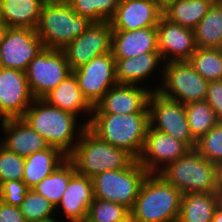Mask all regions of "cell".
Returning <instances> with one entry per match:
<instances>
[{
  "label": "cell",
  "mask_w": 222,
  "mask_h": 222,
  "mask_svg": "<svg viewBox=\"0 0 222 222\" xmlns=\"http://www.w3.org/2000/svg\"><path fill=\"white\" fill-rule=\"evenodd\" d=\"M22 118L49 146L60 149L67 156L87 127L84 122L79 123L77 116L50 105L43 98H34Z\"/></svg>",
  "instance_id": "cell-1"
},
{
  "label": "cell",
  "mask_w": 222,
  "mask_h": 222,
  "mask_svg": "<svg viewBox=\"0 0 222 222\" xmlns=\"http://www.w3.org/2000/svg\"><path fill=\"white\" fill-rule=\"evenodd\" d=\"M149 125V113H92L87 127L102 140L138 160Z\"/></svg>",
  "instance_id": "cell-2"
},
{
  "label": "cell",
  "mask_w": 222,
  "mask_h": 222,
  "mask_svg": "<svg viewBox=\"0 0 222 222\" xmlns=\"http://www.w3.org/2000/svg\"><path fill=\"white\" fill-rule=\"evenodd\" d=\"M181 196L182 193L159 174H148L130 210V222L178 220Z\"/></svg>",
  "instance_id": "cell-3"
},
{
  "label": "cell",
  "mask_w": 222,
  "mask_h": 222,
  "mask_svg": "<svg viewBox=\"0 0 222 222\" xmlns=\"http://www.w3.org/2000/svg\"><path fill=\"white\" fill-rule=\"evenodd\" d=\"M76 173L93 178L107 170L127 168L135 159L125 150L99 138L88 127L67 156Z\"/></svg>",
  "instance_id": "cell-4"
},
{
  "label": "cell",
  "mask_w": 222,
  "mask_h": 222,
  "mask_svg": "<svg viewBox=\"0 0 222 222\" xmlns=\"http://www.w3.org/2000/svg\"><path fill=\"white\" fill-rule=\"evenodd\" d=\"M91 24L87 18L78 15L67 0H46L35 30L44 48L62 50Z\"/></svg>",
  "instance_id": "cell-5"
},
{
  "label": "cell",
  "mask_w": 222,
  "mask_h": 222,
  "mask_svg": "<svg viewBox=\"0 0 222 222\" xmlns=\"http://www.w3.org/2000/svg\"><path fill=\"white\" fill-rule=\"evenodd\" d=\"M158 174L182 194L219 192L217 164L206 160L195 149L168 164Z\"/></svg>",
  "instance_id": "cell-6"
},
{
  "label": "cell",
  "mask_w": 222,
  "mask_h": 222,
  "mask_svg": "<svg viewBox=\"0 0 222 222\" xmlns=\"http://www.w3.org/2000/svg\"><path fill=\"white\" fill-rule=\"evenodd\" d=\"M148 174L138 160L125 169L104 171L92 178L94 198L119 203L131 210Z\"/></svg>",
  "instance_id": "cell-7"
},
{
  "label": "cell",
  "mask_w": 222,
  "mask_h": 222,
  "mask_svg": "<svg viewBox=\"0 0 222 222\" xmlns=\"http://www.w3.org/2000/svg\"><path fill=\"white\" fill-rule=\"evenodd\" d=\"M161 73H160V72ZM162 79L158 86L149 89L182 104L206 99V81L188 61H171L158 70Z\"/></svg>",
  "instance_id": "cell-8"
},
{
  "label": "cell",
  "mask_w": 222,
  "mask_h": 222,
  "mask_svg": "<svg viewBox=\"0 0 222 222\" xmlns=\"http://www.w3.org/2000/svg\"><path fill=\"white\" fill-rule=\"evenodd\" d=\"M148 108L149 123L153 129L184 142L190 149H195L197 141L190 132L184 104L167 98L158 91H152Z\"/></svg>",
  "instance_id": "cell-9"
},
{
  "label": "cell",
  "mask_w": 222,
  "mask_h": 222,
  "mask_svg": "<svg viewBox=\"0 0 222 222\" xmlns=\"http://www.w3.org/2000/svg\"><path fill=\"white\" fill-rule=\"evenodd\" d=\"M26 78L34 98H44L72 73L62 50L44 48L29 63Z\"/></svg>",
  "instance_id": "cell-10"
},
{
  "label": "cell",
  "mask_w": 222,
  "mask_h": 222,
  "mask_svg": "<svg viewBox=\"0 0 222 222\" xmlns=\"http://www.w3.org/2000/svg\"><path fill=\"white\" fill-rule=\"evenodd\" d=\"M113 29L109 21L92 23L62 51L73 71L95 57L111 52Z\"/></svg>",
  "instance_id": "cell-11"
},
{
  "label": "cell",
  "mask_w": 222,
  "mask_h": 222,
  "mask_svg": "<svg viewBox=\"0 0 222 222\" xmlns=\"http://www.w3.org/2000/svg\"><path fill=\"white\" fill-rule=\"evenodd\" d=\"M72 72L77 78L83 97L92 107L117 84L115 59L111 52L93 58Z\"/></svg>",
  "instance_id": "cell-12"
},
{
  "label": "cell",
  "mask_w": 222,
  "mask_h": 222,
  "mask_svg": "<svg viewBox=\"0 0 222 222\" xmlns=\"http://www.w3.org/2000/svg\"><path fill=\"white\" fill-rule=\"evenodd\" d=\"M43 49L36 30L9 27L0 44V67L26 72L29 63Z\"/></svg>",
  "instance_id": "cell-13"
},
{
  "label": "cell",
  "mask_w": 222,
  "mask_h": 222,
  "mask_svg": "<svg viewBox=\"0 0 222 222\" xmlns=\"http://www.w3.org/2000/svg\"><path fill=\"white\" fill-rule=\"evenodd\" d=\"M191 150L184 142L153 129H147L143 151L138 162L149 174H158L168 164Z\"/></svg>",
  "instance_id": "cell-14"
},
{
  "label": "cell",
  "mask_w": 222,
  "mask_h": 222,
  "mask_svg": "<svg viewBox=\"0 0 222 222\" xmlns=\"http://www.w3.org/2000/svg\"><path fill=\"white\" fill-rule=\"evenodd\" d=\"M33 100L26 73L0 67V120L22 118Z\"/></svg>",
  "instance_id": "cell-15"
},
{
  "label": "cell",
  "mask_w": 222,
  "mask_h": 222,
  "mask_svg": "<svg viewBox=\"0 0 222 222\" xmlns=\"http://www.w3.org/2000/svg\"><path fill=\"white\" fill-rule=\"evenodd\" d=\"M149 86L116 84L111 87L93 107L92 113H149Z\"/></svg>",
  "instance_id": "cell-16"
},
{
  "label": "cell",
  "mask_w": 222,
  "mask_h": 222,
  "mask_svg": "<svg viewBox=\"0 0 222 222\" xmlns=\"http://www.w3.org/2000/svg\"><path fill=\"white\" fill-rule=\"evenodd\" d=\"M159 55L164 63L188 61L196 51L194 30L162 16L156 26Z\"/></svg>",
  "instance_id": "cell-17"
},
{
  "label": "cell",
  "mask_w": 222,
  "mask_h": 222,
  "mask_svg": "<svg viewBox=\"0 0 222 222\" xmlns=\"http://www.w3.org/2000/svg\"><path fill=\"white\" fill-rule=\"evenodd\" d=\"M162 16L156 0H119L109 22L113 30L134 31L156 27Z\"/></svg>",
  "instance_id": "cell-18"
},
{
  "label": "cell",
  "mask_w": 222,
  "mask_h": 222,
  "mask_svg": "<svg viewBox=\"0 0 222 222\" xmlns=\"http://www.w3.org/2000/svg\"><path fill=\"white\" fill-rule=\"evenodd\" d=\"M2 134L0 144L15 154L27 157L49 147L44 138L23 118L0 120Z\"/></svg>",
  "instance_id": "cell-19"
},
{
  "label": "cell",
  "mask_w": 222,
  "mask_h": 222,
  "mask_svg": "<svg viewBox=\"0 0 222 222\" xmlns=\"http://www.w3.org/2000/svg\"><path fill=\"white\" fill-rule=\"evenodd\" d=\"M93 199L92 178L75 173L70 178L56 211L61 209L68 222H85Z\"/></svg>",
  "instance_id": "cell-20"
},
{
  "label": "cell",
  "mask_w": 222,
  "mask_h": 222,
  "mask_svg": "<svg viewBox=\"0 0 222 222\" xmlns=\"http://www.w3.org/2000/svg\"><path fill=\"white\" fill-rule=\"evenodd\" d=\"M156 27L134 31L113 30L111 53L114 59L136 57L142 53L159 52Z\"/></svg>",
  "instance_id": "cell-21"
},
{
  "label": "cell",
  "mask_w": 222,
  "mask_h": 222,
  "mask_svg": "<svg viewBox=\"0 0 222 222\" xmlns=\"http://www.w3.org/2000/svg\"><path fill=\"white\" fill-rule=\"evenodd\" d=\"M50 105L69 112L77 117L85 115L84 124L88 125L93 107L83 97L74 73L68 75L62 82L44 98ZM83 113V114H82Z\"/></svg>",
  "instance_id": "cell-22"
},
{
  "label": "cell",
  "mask_w": 222,
  "mask_h": 222,
  "mask_svg": "<svg viewBox=\"0 0 222 222\" xmlns=\"http://www.w3.org/2000/svg\"><path fill=\"white\" fill-rule=\"evenodd\" d=\"M162 65H161V64ZM159 52L142 53L136 57L115 59V76L118 84L145 83L151 74H155L158 67H163Z\"/></svg>",
  "instance_id": "cell-23"
},
{
  "label": "cell",
  "mask_w": 222,
  "mask_h": 222,
  "mask_svg": "<svg viewBox=\"0 0 222 222\" xmlns=\"http://www.w3.org/2000/svg\"><path fill=\"white\" fill-rule=\"evenodd\" d=\"M67 159L60 149L49 146L25 157L22 181L32 189Z\"/></svg>",
  "instance_id": "cell-24"
},
{
  "label": "cell",
  "mask_w": 222,
  "mask_h": 222,
  "mask_svg": "<svg viewBox=\"0 0 222 222\" xmlns=\"http://www.w3.org/2000/svg\"><path fill=\"white\" fill-rule=\"evenodd\" d=\"M46 0H0L1 20L9 27L35 30Z\"/></svg>",
  "instance_id": "cell-25"
},
{
  "label": "cell",
  "mask_w": 222,
  "mask_h": 222,
  "mask_svg": "<svg viewBox=\"0 0 222 222\" xmlns=\"http://www.w3.org/2000/svg\"><path fill=\"white\" fill-rule=\"evenodd\" d=\"M218 207V192L182 194L178 221L211 222Z\"/></svg>",
  "instance_id": "cell-26"
},
{
  "label": "cell",
  "mask_w": 222,
  "mask_h": 222,
  "mask_svg": "<svg viewBox=\"0 0 222 222\" xmlns=\"http://www.w3.org/2000/svg\"><path fill=\"white\" fill-rule=\"evenodd\" d=\"M193 30L197 47L222 49V0L213 2Z\"/></svg>",
  "instance_id": "cell-27"
},
{
  "label": "cell",
  "mask_w": 222,
  "mask_h": 222,
  "mask_svg": "<svg viewBox=\"0 0 222 222\" xmlns=\"http://www.w3.org/2000/svg\"><path fill=\"white\" fill-rule=\"evenodd\" d=\"M215 0H178L163 12L170 22L194 29Z\"/></svg>",
  "instance_id": "cell-28"
},
{
  "label": "cell",
  "mask_w": 222,
  "mask_h": 222,
  "mask_svg": "<svg viewBox=\"0 0 222 222\" xmlns=\"http://www.w3.org/2000/svg\"><path fill=\"white\" fill-rule=\"evenodd\" d=\"M76 173L73 163L67 158L49 176L32 189L44 196L56 208L68 186L70 178Z\"/></svg>",
  "instance_id": "cell-29"
},
{
  "label": "cell",
  "mask_w": 222,
  "mask_h": 222,
  "mask_svg": "<svg viewBox=\"0 0 222 222\" xmlns=\"http://www.w3.org/2000/svg\"><path fill=\"white\" fill-rule=\"evenodd\" d=\"M184 106L190 132L196 141L219 123L216 113L206 100L186 103Z\"/></svg>",
  "instance_id": "cell-30"
},
{
  "label": "cell",
  "mask_w": 222,
  "mask_h": 222,
  "mask_svg": "<svg viewBox=\"0 0 222 222\" xmlns=\"http://www.w3.org/2000/svg\"><path fill=\"white\" fill-rule=\"evenodd\" d=\"M188 62L206 80H222V49L199 48Z\"/></svg>",
  "instance_id": "cell-31"
},
{
  "label": "cell",
  "mask_w": 222,
  "mask_h": 222,
  "mask_svg": "<svg viewBox=\"0 0 222 222\" xmlns=\"http://www.w3.org/2000/svg\"><path fill=\"white\" fill-rule=\"evenodd\" d=\"M72 9L92 23L110 21L119 0H67Z\"/></svg>",
  "instance_id": "cell-32"
},
{
  "label": "cell",
  "mask_w": 222,
  "mask_h": 222,
  "mask_svg": "<svg viewBox=\"0 0 222 222\" xmlns=\"http://www.w3.org/2000/svg\"><path fill=\"white\" fill-rule=\"evenodd\" d=\"M85 222H130V210L122 204L94 198Z\"/></svg>",
  "instance_id": "cell-33"
},
{
  "label": "cell",
  "mask_w": 222,
  "mask_h": 222,
  "mask_svg": "<svg viewBox=\"0 0 222 222\" xmlns=\"http://www.w3.org/2000/svg\"><path fill=\"white\" fill-rule=\"evenodd\" d=\"M27 222H34L57 216L56 208L44 196L30 189L19 206Z\"/></svg>",
  "instance_id": "cell-34"
},
{
  "label": "cell",
  "mask_w": 222,
  "mask_h": 222,
  "mask_svg": "<svg viewBox=\"0 0 222 222\" xmlns=\"http://www.w3.org/2000/svg\"><path fill=\"white\" fill-rule=\"evenodd\" d=\"M195 150L210 162H222V122L216 124L197 141Z\"/></svg>",
  "instance_id": "cell-35"
},
{
  "label": "cell",
  "mask_w": 222,
  "mask_h": 222,
  "mask_svg": "<svg viewBox=\"0 0 222 222\" xmlns=\"http://www.w3.org/2000/svg\"><path fill=\"white\" fill-rule=\"evenodd\" d=\"M25 157L7 150L0 144V185L3 182L22 180Z\"/></svg>",
  "instance_id": "cell-36"
},
{
  "label": "cell",
  "mask_w": 222,
  "mask_h": 222,
  "mask_svg": "<svg viewBox=\"0 0 222 222\" xmlns=\"http://www.w3.org/2000/svg\"><path fill=\"white\" fill-rule=\"evenodd\" d=\"M29 190L30 188L22 180L3 182L0 185V200L19 207Z\"/></svg>",
  "instance_id": "cell-37"
},
{
  "label": "cell",
  "mask_w": 222,
  "mask_h": 222,
  "mask_svg": "<svg viewBox=\"0 0 222 222\" xmlns=\"http://www.w3.org/2000/svg\"><path fill=\"white\" fill-rule=\"evenodd\" d=\"M205 100L216 113L219 122H222V80L208 82Z\"/></svg>",
  "instance_id": "cell-38"
},
{
  "label": "cell",
  "mask_w": 222,
  "mask_h": 222,
  "mask_svg": "<svg viewBox=\"0 0 222 222\" xmlns=\"http://www.w3.org/2000/svg\"><path fill=\"white\" fill-rule=\"evenodd\" d=\"M0 222H27L18 206L0 200Z\"/></svg>",
  "instance_id": "cell-39"
},
{
  "label": "cell",
  "mask_w": 222,
  "mask_h": 222,
  "mask_svg": "<svg viewBox=\"0 0 222 222\" xmlns=\"http://www.w3.org/2000/svg\"><path fill=\"white\" fill-rule=\"evenodd\" d=\"M178 0H156L159 9L164 12L167 8H169L172 4L177 2Z\"/></svg>",
  "instance_id": "cell-40"
},
{
  "label": "cell",
  "mask_w": 222,
  "mask_h": 222,
  "mask_svg": "<svg viewBox=\"0 0 222 222\" xmlns=\"http://www.w3.org/2000/svg\"><path fill=\"white\" fill-rule=\"evenodd\" d=\"M217 187L219 191H222V162L217 164Z\"/></svg>",
  "instance_id": "cell-41"
},
{
  "label": "cell",
  "mask_w": 222,
  "mask_h": 222,
  "mask_svg": "<svg viewBox=\"0 0 222 222\" xmlns=\"http://www.w3.org/2000/svg\"><path fill=\"white\" fill-rule=\"evenodd\" d=\"M8 28L9 26L3 20H0V44L4 40Z\"/></svg>",
  "instance_id": "cell-42"
},
{
  "label": "cell",
  "mask_w": 222,
  "mask_h": 222,
  "mask_svg": "<svg viewBox=\"0 0 222 222\" xmlns=\"http://www.w3.org/2000/svg\"><path fill=\"white\" fill-rule=\"evenodd\" d=\"M211 222H222V208L218 207L213 215Z\"/></svg>",
  "instance_id": "cell-43"
},
{
  "label": "cell",
  "mask_w": 222,
  "mask_h": 222,
  "mask_svg": "<svg viewBox=\"0 0 222 222\" xmlns=\"http://www.w3.org/2000/svg\"><path fill=\"white\" fill-rule=\"evenodd\" d=\"M34 222H59V219L57 220L54 217L51 218H47V219H43V220H38V221H34Z\"/></svg>",
  "instance_id": "cell-44"
},
{
  "label": "cell",
  "mask_w": 222,
  "mask_h": 222,
  "mask_svg": "<svg viewBox=\"0 0 222 222\" xmlns=\"http://www.w3.org/2000/svg\"><path fill=\"white\" fill-rule=\"evenodd\" d=\"M218 198H219V207L222 208V191L218 192Z\"/></svg>",
  "instance_id": "cell-45"
}]
</instances>
